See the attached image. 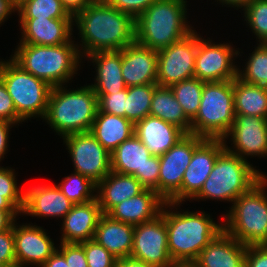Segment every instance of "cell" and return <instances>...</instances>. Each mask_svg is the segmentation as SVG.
Returning a JSON list of instances; mask_svg holds the SVG:
<instances>
[{"mask_svg":"<svg viewBox=\"0 0 267 267\" xmlns=\"http://www.w3.org/2000/svg\"><path fill=\"white\" fill-rule=\"evenodd\" d=\"M56 185L74 204L87 203L96 199L97 184L78 172L73 171Z\"/></svg>","mask_w":267,"mask_h":267,"instance_id":"35","label":"cell"},{"mask_svg":"<svg viewBox=\"0 0 267 267\" xmlns=\"http://www.w3.org/2000/svg\"><path fill=\"white\" fill-rule=\"evenodd\" d=\"M19 25V44L55 46L73 39V19L19 18Z\"/></svg>","mask_w":267,"mask_h":267,"instance_id":"18","label":"cell"},{"mask_svg":"<svg viewBox=\"0 0 267 267\" xmlns=\"http://www.w3.org/2000/svg\"><path fill=\"white\" fill-rule=\"evenodd\" d=\"M245 267H267V245L247 246Z\"/></svg>","mask_w":267,"mask_h":267,"instance_id":"46","label":"cell"},{"mask_svg":"<svg viewBox=\"0 0 267 267\" xmlns=\"http://www.w3.org/2000/svg\"><path fill=\"white\" fill-rule=\"evenodd\" d=\"M204 81L198 78H190L172 85L177 102L183 109L185 116L192 121L198 113Z\"/></svg>","mask_w":267,"mask_h":267,"instance_id":"34","label":"cell"},{"mask_svg":"<svg viewBox=\"0 0 267 267\" xmlns=\"http://www.w3.org/2000/svg\"><path fill=\"white\" fill-rule=\"evenodd\" d=\"M103 215L97 198L87 203L74 204L67 215L61 219L60 243H82L92 240L95 230Z\"/></svg>","mask_w":267,"mask_h":267,"instance_id":"21","label":"cell"},{"mask_svg":"<svg viewBox=\"0 0 267 267\" xmlns=\"http://www.w3.org/2000/svg\"><path fill=\"white\" fill-rule=\"evenodd\" d=\"M157 84H145L127 87L125 118L134 124L150 115L151 101Z\"/></svg>","mask_w":267,"mask_h":267,"instance_id":"33","label":"cell"},{"mask_svg":"<svg viewBox=\"0 0 267 267\" xmlns=\"http://www.w3.org/2000/svg\"><path fill=\"white\" fill-rule=\"evenodd\" d=\"M130 256L152 267H172L175 264L168 252L167 228L162 209L154 219L134 225Z\"/></svg>","mask_w":267,"mask_h":267,"instance_id":"14","label":"cell"},{"mask_svg":"<svg viewBox=\"0 0 267 267\" xmlns=\"http://www.w3.org/2000/svg\"><path fill=\"white\" fill-rule=\"evenodd\" d=\"M152 154L134 134L111 152V171L120 174H143V167Z\"/></svg>","mask_w":267,"mask_h":267,"instance_id":"29","label":"cell"},{"mask_svg":"<svg viewBox=\"0 0 267 267\" xmlns=\"http://www.w3.org/2000/svg\"><path fill=\"white\" fill-rule=\"evenodd\" d=\"M0 120H5L19 126L24 122L16 113L13 100L3 82L0 80ZM19 123V124H18Z\"/></svg>","mask_w":267,"mask_h":267,"instance_id":"44","label":"cell"},{"mask_svg":"<svg viewBox=\"0 0 267 267\" xmlns=\"http://www.w3.org/2000/svg\"><path fill=\"white\" fill-rule=\"evenodd\" d=\"M204 139L194 134H186L159 157L158 195L165 202L181 203V185L184 172L191 162L195 148Z\"/></svg>","mask_w":267,"mask_h":267,"instance_id":"10","label":"cell"},{"mask_svg":"<svg viewBox=\"0 0 267 267\" xmlns=\"http://www.w3.org/2000/svg\"><path fill=\"white\" fill-rule=\"evenodd\" d=\"M235 115L267 118V91L236 77L233 80Z\"/></svg>","mask_w":267,"mask_h":267,"instance_id":"31","label":"cell"},{"mask_svg":"<svg viewBox=\"0 0 267 267\" xmlns=\"http://www.w3.org/2000/svg\"><path fill=\"white\" fill-rule=\"evenodd\" d=\"M245 62L242 70L238 66L237 77L246 83L267 91V43H258Z\"/></svg>","mask_w":267,"mask_h":267,"instance_id":"32","label":"cell"},{"mask_svg":"<svg viewBox=\"0 0 267 267\" xmlns=\"http://www.w3.org/2000/svg\"><path fill=\"white\" fill-rule=\"evenodd\" d=\"M0 267H9L7 264L0 263Z\"/></svg>","mask_w":267,"mask_h":267,"instance_id":"57","label":"cell"},{"mask_svg":"<svg viewBox=\"0 0 267 267\" xmlns=\"http://www.w3.org/2000/svg\"><path fill=\"white\" fill-rule=\"evenodd\" d=\"M247 245L222 230L193 262L197 267H245Z\"/></svg>","mask_w":267,"mask_h":267,"instance_id":"22","label":"cell"},{"mask_svg":"<svg viewBox=\"0 0 267 267\" xmlns=\"http://www.w3.org/2000/svg\"><path fill=\"white\" fill-rule=\"evenodd\" d=\"M135 124L125 117L97 111L90 133L110 153L134 135Z\"/></svg>","mask_w":267,"mask_h":267,"instance_id":"28","label":"cell"},{"mask_svg":"<svg viewBox=\"0 0 267 267\" xmlns=\"http://www.w3.org/2000/svg\"><path fill=\"white\" fill-rule=\"evenodd\" d=\"M180 206L181 203L165 202L162 207L168 252L174 263H193L202 249L223 230V224L216 223L204 211H175Z\"/></svg>","mask_w":267,"mask_h":267,"instance_id":"2","label":"cell"},{"mask_svg":"<svg viewBox=\"0 0 267 267\" xmlns=\"http://www.w3.org/2000/svg\"><path fill=\"white\" fill-rule=\"evenodd\" d=\"M246 26L256 36L259 43H267V0H253L244 9Z\"/></svg>","mask_w":267,"mask_h":267,"instance_id":"37","label":"cell"},{"mask_svg":"<svg viewBox=\"0 0 267 267\" xmlns=\"http://www.w3.org/2000/svg\"><path fill=\"white\" fill-rule=\"evenodd\" d=\"M73 26L79 30L82 59L97 51H120L135 42V19L106 1L92 2L77 12Z\"/></svg>","mask_w":267,"mask_h":267,"instance_id":"1","label":"cell"},{"mask_svg":"<svg viewBox=\"0 0 267 267\" xmlns=\"http://www.w3.org/2000/svg\"><path fill=\"white\" fill-rule=\"evenodd\" d=\"M213 41L198 34L194 77L204 82L234 80L238 70L234 60L241 56L239 48L235 49L230 42L218 44Z\"/></svg>","mask_w":267,"mask_h":267,"instance_id":"12","label":"cell"},{"mask_svg":"<svg viewBox=\"0 0 267 267\" xmlns=\"http://www.w3.org/2000/svg\"><path fill=\"white\" fill-rule=\"evenodd\" d=\"M267 176L234 200L224 219L223 230L244 245L267 244Z\"/></svg>","mask_w":267,"mask_h":267,"instance_id":"6","label":"cell"},{"mask_svg":"<svg viewBox=\"0 0 267 267\" xmlns=\"http://www.w3.org/2000/svg\"><path fill=\"white\" fill-rule=\"evenodd\" d=\"M13 53L10 58L17 65L52 88L67 85L83 60L74 40L55 46L18 44Z\"/></svg>","mask_w":267,"mask_h":267,"instance_id":"3","label":"cell"},{"mask_svg":"<svg viewBox=\"0 0 267 267\" xmlns=\"http://www.w3.org/2000/svg\"><path fill=\"white\" fill-rule=\"evenodd\" d=\"M146 188L133 175L110 172L97 184L96 198L102 213L107 214L114 206L142 193Z\"/></svg>","mask_w":267,"mask_h":267,"instance_id":"27","label":"cell"},{"mask_svg":"<svg viewBox=\"0 0 267 267\" xmlns=\"http://www.w3.org/2000/svg\"><path fill=\"white\" fill-rule=\"evenodd\" d=\"M225 150L223 139L205 138L194 150L184 172L181 185V204L190 202L201 190L211 173L217 157ZM190 199V200H189Z\"/></svg>","mask_w":267,"mask_h":267,"instance_id":"17","label":"cell"},{"mask_svg":"<svg viewBox=\"0 0 267 267\" xmlns=\"http://www.w3.org/2000/svg\"><path fill=\"white\" fill-rule=\"evenodd\" d=\"M57 250L65 257L69 267H88L84 248L79 243L61 242Z\"/></svg>","mask_w":267,"mask_h":267,"instance_id":"43","label":"cell"},{"mask_svg":"<svg viewBox=\"0 0 267 267\" xmlns=\"http://www.w3.org/2000/svg\"><path fill=\"white\" fill-rule=\"evenodd\" d=\"M122 76L127 87L157 84L158 52L136 41L121 50Z\"/></svg>","mask_w":267,"mask_h":267,"instance_id":"19","label":"cell"},{"mask_svg":"<svg viewBox=\"0 0 267 267\" xmlns=\"http://www.w3.org/2000/svg\"><path fill=\"white\" fill-rule=\"evenodd\" d=\"M41 267H69L65 257L56 249V251L46 260Z\"/></svg>","mask_w":267,"mask_h":267,"instance_id":"50","label":"cell"},{"mask_svg":"<svg viewBox=\"0 0 267 267\" xmlns=\"http://www.w3.org/2000/svg\"><path fill=\"white\" fill-rule=\"evenodd\" d=\"M264 175L248 160L228 152L226 149L217 157L211 173L200 192L191 200H219L233 203L247 192Z\"/></svg>","mask_w":267,"mask_h":267,"instance_id":"7","label":"cell"},{"mask_svg":"<svg viewBox=\"0 0 267 267\" xmlns=\"http://www.w3.org/2000/svg\"><path fill=\"white\" fill-rule=\"evenodd\" d=\"M16 175L15 169L0 166V195L21 214L24 208L25 190L19 189Z\"/></svg>","mask_w":267,"mask_h":267,"instance_id":"38","label":"cell"},{"mask_svg":"<svg viewBox=\"0 0 267 267\" xmlns=\"http://www.w3.org/2000/svg\"><path fill=\"white\" fill-rule=\"evenodd\" d=\"M15 124L5 120H0V162L3 160L5 155L8 153L9 147V132Z\"/></svg>","mask_w":267,"mask_h":267,"instance_id":"47","label":"cell"},{"mask_svg":"<svg viewBox=\"0 0 267 267\" xmlns=\"http://www.w3.org/2000/svg\"><path fill=\"white\" fill-rule=\"evenodd\" d=\"M21 216L19 212H7L0 209V232L10 229L16 220V217Z\"/></svg>","mask_w":267,"mask_h":267,"instance_id":"48","label":"cell"},{"mask_svg":"<svg viewBox=\"0 0 267 267\" xmlns=\"http://www.w3.org/2000/svg\"><path fill=\"white\" fill-rule=\"evenodd\" d=\"M134 134L157 157H161L186 135L176 125L151 115L135 123Z\"/></svg>","mask_w":267,"mask_h":267,"instance_id":"23","label":"cell"},{"mask_svg":"<svg viewBox=\"0 0 267 267\" xmlns=\"http://www.w3.org/2000/svg\"><path fill=\"white\" fill-rule=\"evenodd\" d=\"M0 80L13 100L17 115L24 122L32 117L44 118L51 86L23 70L11 58L0 59Z\"/></svg>","mask_w":267,"mask_h":267,"instance_id":"9","label":"cell"},{"mask_svg":"<svg viewBox=\"0 0 267 267\" xmlns=\"http://www.w3.org/2000/svg\"><path fill=\"white\" fill-rule=\"evenodd\" d=\"M116 267H152L141 260L135 259L131 256L117 259Z\"/></svg>","mask_w":267,"mask_h":267,"instance_id":"52","label":"cell"},{"mask_svg":"<svg viewBox=\"0 0 267 267\" xmlns=\"http://www.w3.org/2000/svg\"><path fill=\"white\" fill-rule=\"evenodd\" d=\"M134 225L111 219L103 214L98 221L94 240L115 258L130 256L133 248Z\"/></svg>","mask_w":267,"mask_h":267,"instance_id":"26","label":"cell"},{"mask_svg":"<svg viewBox=\"0 0 267 267\" xmlns=\"http://www.w3.org/2000/svg\"><path fill=\"white\" fill-rule=\"evenodd\" d=\"M156 0H106L112 7L136 19Z\"/></svg>","mask_w":267,"mask_h":267,"instance_id":"45","label":"cell"},{"mask_svg":"<svg viewBox=\"0 0 267 267\" xmlns=\"http://www.w3.org/2000/svg\"><path fill=\"white\" fill-rule=\"evenodd\" d=\"M98 98V110L111 115L125 117V101L127 88L114 94H96Z\"/></svg>","mask_w":267,"mask_h":267,"instance_id":"40","label":"cell"},{"mask_svg":"<svg viewBox=\"0 0 267 267\" xmlns=\"http://www.w3.org/2000/svg\"><path fill=\"white\" fill-rule=\"evenodd\" d=\"M172 267H197L194 263H175Z\"/></svg>","mask_w":267,"mask_h":267,"instance_id":"56","label":"cell"},{"mask_svg":"<svg viewBox=\"0 0 267 267\" xmlns=\"http://www.w3.org/2000/svg\"><path fill=\"white\" fill-rule=\"evenodd\" d=\"M79 244L84 248L88 267H116L117 258L94 239Z\"/></svg>","mask_w":267,"mask_h":267,"instance_id":"39","label":"cell"},{"mask_svg":"<svg viewBox=\"0 0 267 267\" xmlns=\"http://www.w3.org/2000/svg\"><path fill=\"white\" fill-rule=\"evenodd\" d=\"M150 115L158 117L191 134V121L185 116L170 87L157 85L154 89Z\"/></svg>","mask_w":267,"mask_h":267,"instance_id":"30","label":"cell"},{"mask_svg":"<svg viewBox=\"0 0 267 267\" xmlns=\"http://www.w3.org/2000/svg\"><path fill=\"white\" fill-rule=\"evenodd\" d=\"M230 138V139H229ZM232 147L228 146L227 140ZM225 149L240 158L267 156V118L235 115L234 124L224 137Z\"/></svg>","mask_w":267,"mask_h":267,"instance_id":"15","label":"cell"},{"mask_svg":"<svg viewBox=\"0 0 267 267\" xmlns=\"http://www.w3.org/2000/svg\"><path fill=\"white\" fill-rule=\"evenodd\" d=\"M215 1H219L218 3H220L223 7L224 6H227V7H233L238 10V9H241V8H245L249 3H251L253 0H215Z\"/></svg>","mask_w":267,"mask_h":267,"instance_id":"53","label":"cell"},{"mask_svg":"<svg viewBox=\"0 0 267 267\" xmlns=\"http://www.w3.org/2000/svg\"><path fill=\"white\" fill-rule=\"evenodd\" d=\"M93 2H97V1H106V0H92Z\"/></svg>","mask_w":267,"mask_h":267,"instance_id":"58","label":"cell"},{"mask_svg":"<svg viewBox=\"0 0 267 267\" xmlns=\"http://www.w3.org/2000/svg\"><path fill=\"white\" fill-rule=\"evenodd\" d=\"M16 13L19 18L73 19V15L67 11L61 0H28Z\"/></svg>","mask_w":267,"mask_h":267,"instance_id":"36","label":"cell"},{"mask_svg":"<svg viewBox=\"0 0 267 267\" xmlns=\"http://www.w3.org/2000/svg\"><path fill=\"white\" fill-rule=\"evenodd\" d=\"M0 209L7 212H18L3 196L0 195Z\"/></svg>","mask_w":267,"mask_h":267,"instance_id":"54","label":"cell"},{"mask_svg":"<svg viewBox=\"0 0 267 267\" xmlns=\"http://www.w3.org/2000/svg\"><path fill=\"white\" fill-rule=\"evenodd\" d=\"M0 263L17 267L15 256L14 225L0 232Z\"/></svg>","mask_w":267,"mask_h":267,"instance_id":"42","label":"cell"},{"mask_svg":"<svg viewBox=\"0 0 267 267\" xmlns=\"http://www.w3.org/2000/svg\"><path fill=\"white\" fill-rule=\"evenodd\" d=\"M13 6L18 9L21 5H23L28 0H10Z\"/></svg>","mask_w":267,"mask_h":267,"instance_id":"55","label":"cell"},{"mask_svg":"<svg viewBox=\"0 0 267 267\" xmlns=\"http://www.w3.org/2000/svg\"><path fill=\"white\" fill-rule=\"evenodd\" d=\"M187 10L182 0L154 1L135 19V41L159 51L183 39L194 30Z\"/></svg>","mask_w":267,"mask_h":267,"instance_id":"5","label":"cell"},{"mask_svg":"<svg viewBox=\"0 0 267 267\" xmlns=\"http://www.w3.org/2000/svg\"><path fill=\"white\" fill-rule=\"evenodd\" d=\"M198 33L193 30L183 39L158 52L157 85L171 87L194 77Z\"/></svg>","mask_w":267,"mask_h":267,"instance_id":"13","label":"cell"},{"mask_svg":"<svg viewBox=\"0 0 267 267\" xmlns=\"http://www.w3.org/2000/svg\"><path fill=\"white\" fill-rule=\"evenodd\" d=\"M24 208L22 215L38 218H64L72 209L71 202L56 184L30 186L24 189Z\"/></svg>","mask_w":267,"mask_h":267,"instance_id":"20","label":"cell"},{"mask_svg":"<svg viewBox=\"0 0 267 267\" xmlns=\"http://www.w3.org/2000/svg\"><path fill=\"white\" fill-rule=\"evenodd\" d=\"M96 69L93 88L95 94H114L127 88L122 76L120 51H97L86 56Z\"/></svg>","mask_w":267,"mask_h":267,"instance_id":"25","label":"cell"},{"mask_svg":"<svg viewBox=\"0 0 267 267\" xmlns=\"http://www.w3.org/2000/svg\"><path fill=\"white\" fill-rule=\"evenodd\" d=\"M164 203L154 190L145 189L139 195L114 206L106 215L116 221L137 225L157 217Z\"/></svg>","mask_w":267,"mask_h":267,"instance_id":"24","label":"cell"},{"mask_svg":"<svg viewBox=\"0 0 267 267\" xmlns=\"http://www.w3.org/2000/svg\"><path fill=\"white\" fill-rule=\"evenodd\" d=\"M15 223L14 241L17 267L29 265L41 267L56 251L57 245L43 227L33 225V223L19 225L17 220Z\"/></svg>","mask_w":267,"mask_h":267,"instance_id":"16","label":"cell"},{"mask_svg":"<svg viewBox=\"0 0 267 267\" xmlns=\"http://www.w3.org/2000/svg\"><path fill=\"white\" fill-rule=\"evenodd\" d=\"M61 85L51 88L42 119L61 137L89 132L98 111V98L89 85L77 89Z\"/></svg>","mask_w":267,"mask_h":267,"instance_id":"4","label":"cell"},{"mask_svg":"<svg viewBox=\"0 0 267 267\" xmlns=\"http://www.w3.org/2000/svg\"><path fill=\"white\" fill-rule=\"evenodd\" d=\"M160 160L157 156H151L143 167V174H133L139 182L146 188L152 189L158 194Z\"/></svg>","mask_w":267,"mask_h":267,"instance_id":"41","label":"cell"},{"mask_svg":"<svg viewBox=\"0 0 267 267\" xmlns=\"http://www.w3.org/2000/svg\"><path fill=\"white\" fill-rule=\"evenodd\" d=\"M75 172L98 184L111 172V153L89 132L62 137Z\"/></svg>","mask_w":267,"mask_h":267,"instance_id":"11","label":"cell"},{"mask_svg":"<svg viewBox=\"0 0 267 267\" xmlns=\"http://www.w3.org/2000/svg\"><path fill=\"white\" fill-rule=\"evenodd\" d=\"M233 80L205 82L191 134L207 139H224L234 124Z\"/></svg>","mask_w":267,"mask_h":267,"instance_id":"8","label":"cell"},{"mask_svg":"<svg viewBox=\"0 0 267 267\" xmlns=\"http://www.w3.org/2000/svg\"><path fill=\"white\" fill-rule=\"evenodd\" d=\"M63 6L71 15L83 10L86 6L90 5L92 0H61Z\"/></svg>","mask_w":267,"mask_h":267,"instance_id":"49","label":"cell"},{"mask_svg":"<svg viewBox=\"0 0 267 267\" xmlns=\"http://www.w3.org/2000/svg\"><path fill=\"white\" fill-rule=\"evenodd\" d=\"M15 11H17V9L13 6L10 0H0V25L7 21Z\"/></svg>","mask_w":267,"mask_h":267,"instance_id":"51","label":"cell"}]
</instances>
